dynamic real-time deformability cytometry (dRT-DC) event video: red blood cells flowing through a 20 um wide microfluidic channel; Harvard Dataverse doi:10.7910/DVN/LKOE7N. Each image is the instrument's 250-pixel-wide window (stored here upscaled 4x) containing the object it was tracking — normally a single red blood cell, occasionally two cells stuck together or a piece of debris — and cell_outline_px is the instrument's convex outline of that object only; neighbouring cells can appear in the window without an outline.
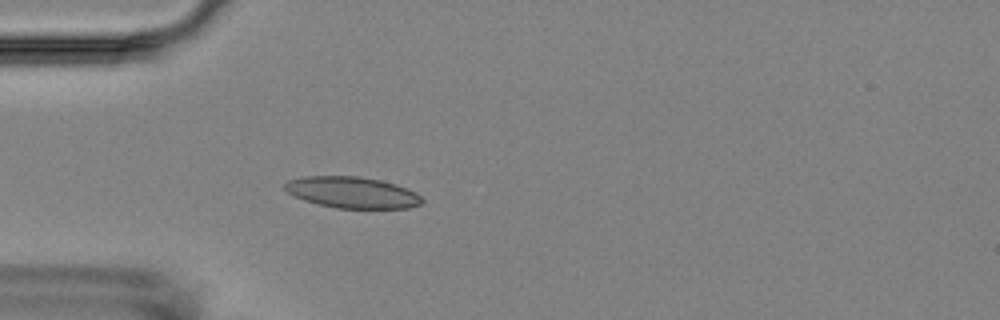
{"species": "Egyptian fruit bat (a non-hibernating species)", "species_latin": "Rousettus aegyptiacus", "temperature_condition": "room temperature", "stored_images_in_passage": 5, "camera_frame_rate_fps": 3000, "um_per_image_px": 0.085, "animal": {"sex": "female"}, "frame": {"image": 1, "passage_image": 5, "time_ms": 5.333, "image_size_px": [1000, 320], "cell_outline_px": [[424, 200], [420, 204], [408, 208], [336, 208], [304, 200], [288, 192], [284, 188], [284, 184], [288, 180], [304, 176], [360, 176], [380, 180], [396, 184], [408, 188], [416, 192]], "centroid_in_image_um": [29.96, 16.35], "position_along_channel_um": 55.0, "area_um2": 24.97}}